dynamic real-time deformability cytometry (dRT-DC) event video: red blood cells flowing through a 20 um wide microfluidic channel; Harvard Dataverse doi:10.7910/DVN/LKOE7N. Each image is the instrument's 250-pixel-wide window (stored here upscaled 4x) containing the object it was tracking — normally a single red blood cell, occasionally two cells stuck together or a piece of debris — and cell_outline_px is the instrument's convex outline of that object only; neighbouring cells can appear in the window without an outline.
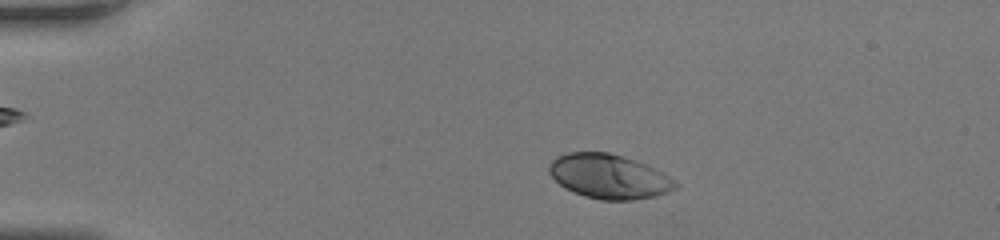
{"species": "human", "species_latin": "Homo sapiens", "temperature_condition": "room temperature", "stored_images_in_passage": 41, "camera_frame_rate_fps": 3000, "um_per_image_px": 0.085, "donor": {"sex": "female"}, "frame": {"image": 1, "passage_image": 6, "time_ms": 1.667, "image_size_px": [1000, 240], "cell_outline_px": [[680, 184], [676, 188], [668, 192], [656, 196], [632, 200], [600, 200], [584, 196], [560, 184], [548, 172], [548, 164], [556, 156], [568, 152], [608, 152], [644, 164], [668, 176]], "centroid_in_image_um": [51.74, 15.0], "position_along_channel_um": 33.3, "area_um2": 32.31}}
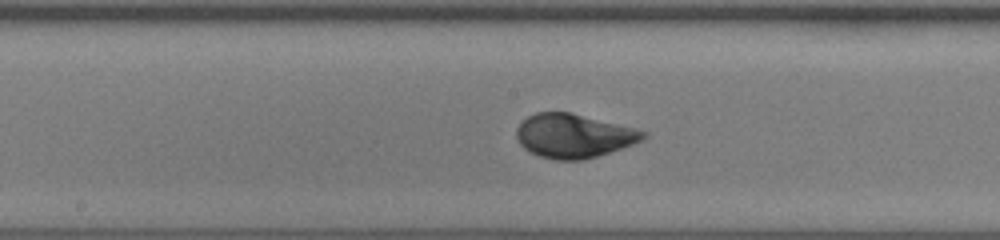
{"frame": {"image": 2, "passage_image": 21, "time_ms": 6.667, "image_size_px": [1000, 240], "cell_outline_px": [[648, 136], [644, 140], [584, 160], [556, 160], [540, 156], [528, 152], [520, 144], [516, 136], [516, 128], [528, 116], [536, 112], [572, 112], [648, 132]], "centroid_in_image_um": [48.74, 11.54], "position_along_channel_um": 199.5, "area_um2": 32.31}}
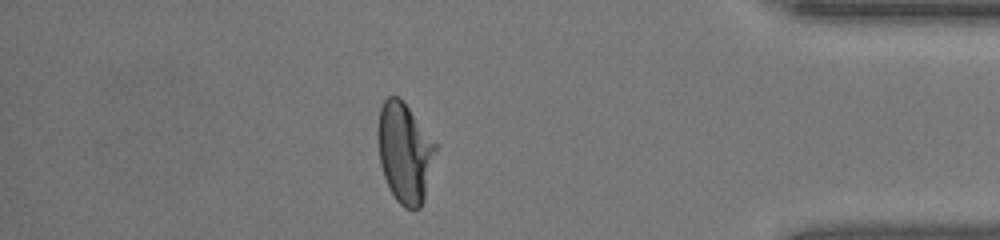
{"frame": {"image": 3, "passage_image": 36, "time_ms": 11.667, "image_size_px": [1000, 240], "cell_outline_px": [[436, 152], [424, 200], [420, 208], [404, 208], [396, 200], [384, 176], [380, 164], [376, 136], [376, 132], [380, 108], [384, 100], [388, 96], [396, 96], [408, 108], [436, 144]], "centroid_in_image_um": [34.37, 12.99], "position_along_channel_um": 400.8, "area_um2": 33.35}}